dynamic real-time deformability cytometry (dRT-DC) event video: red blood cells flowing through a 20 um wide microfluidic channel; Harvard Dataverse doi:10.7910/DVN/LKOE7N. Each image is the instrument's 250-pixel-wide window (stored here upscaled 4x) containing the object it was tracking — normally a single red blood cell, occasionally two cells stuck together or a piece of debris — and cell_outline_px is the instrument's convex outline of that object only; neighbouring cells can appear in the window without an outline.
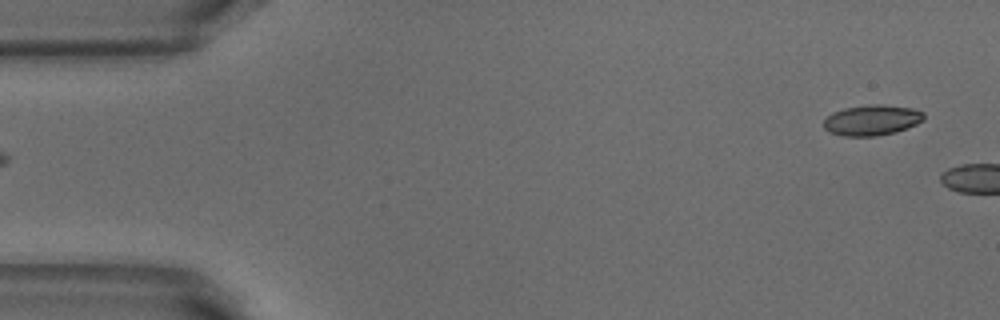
{"species": "common noctule bat (a hibernating species)", "species_latin": "Nyctalus noctula", "temperature_condition": "warm", "stored_images_in_passage": 4, "camera_frame_rate_fps": 3000, "um_per_image_px": 0.085, "animal": {"sex": "male", "body_mass_g": 18.8}, "frame": {"image": 1, "passage_image": 1, "time_ms": 0.0, "image_size_px": [1000, 320], "cell_outline_px": [[924, 120], [916, 124], [896, 132], [876, 136], [844, 136], [828, 132], [824, 128], [824, 120], [832, 112], [844, 108], [868, 104], [884, 104], [912, 108], [924, 112]], "centroid_in_image_um": [74.11, 10.2], "position_along_channel_um": 10.9, "area_um2": 17.98}}